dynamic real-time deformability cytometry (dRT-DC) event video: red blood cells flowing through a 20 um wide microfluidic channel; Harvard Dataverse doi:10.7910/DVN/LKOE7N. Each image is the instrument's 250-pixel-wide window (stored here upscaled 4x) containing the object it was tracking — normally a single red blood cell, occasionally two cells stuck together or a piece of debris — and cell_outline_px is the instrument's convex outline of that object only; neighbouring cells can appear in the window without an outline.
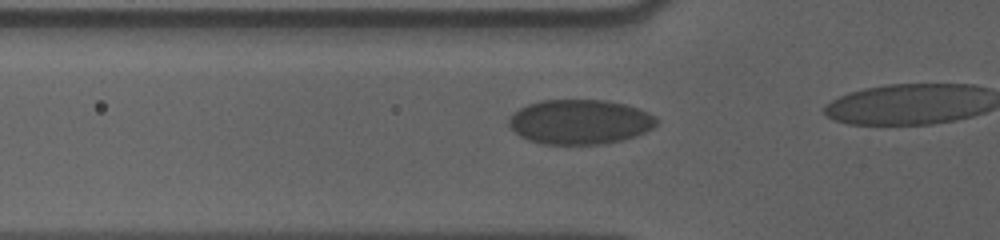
{"species": "human", "species_latin": "Homo sapiens", "temperature_condition": "cold", "stored_images_in_passage": 8, "camera_frame_rate_fps": 3000, "um_per_image_px": 0.085, "donor": {"sex": "male"}, "frame": {"image": 1, "passage_image": 3, "time_ms": 0.667, "image_size_px": [1000, 240], "cell_outline_px": [[660, 120], [652, 128], [636, 136], [624, 140], [604, 144], [540, 144], [528, 140], [520, 136], [508, 124], [508, 120], [520, 108], [528, 104], [540, 100], [608, 100], [640, 108], [656, 116]], "centroid_in_image_um": [49.33, 10.36], "position_along_channel_um": 76.5, "area_um2": 38.67}}
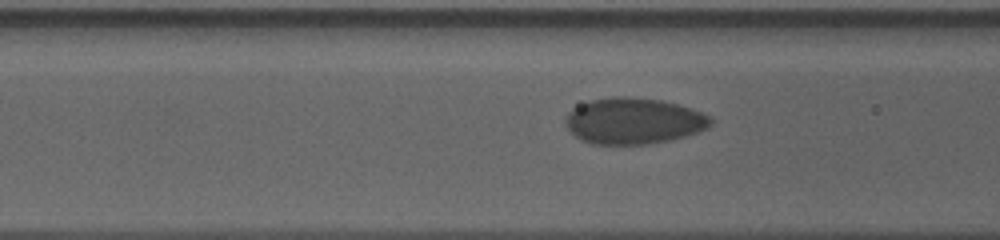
{"frame": {"image": 2, "passage_image": 6, "time_ms": 1.667, "image_size_px": [1000, 240], "cell_outline_px": [[712, 124], [708, 128], [684, 136], [668, 140], [648, 144], [592, 144], [580, 140], [564, 124], [564, 120], [568, 112], [572, 108], [592, 100], [612, 96], [624, 96], [660, 100], [692, 108], [712, 116]], "centroid_in_image_um": [53.85, 10.28], "position_along_channel_um": 112.7, "area_um2": 39.07}}